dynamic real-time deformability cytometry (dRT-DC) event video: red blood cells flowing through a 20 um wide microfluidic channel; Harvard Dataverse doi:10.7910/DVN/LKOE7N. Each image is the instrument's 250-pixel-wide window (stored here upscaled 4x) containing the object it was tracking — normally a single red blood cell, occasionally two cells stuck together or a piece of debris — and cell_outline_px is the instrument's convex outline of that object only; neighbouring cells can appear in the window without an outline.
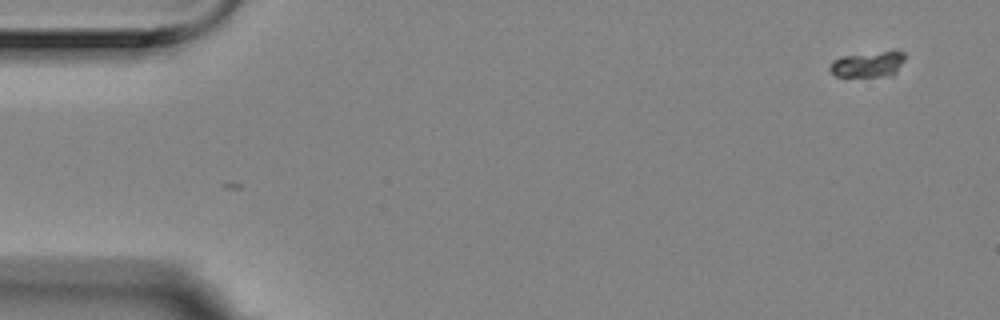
{"species": "Egyptian fruit bat (a non-hibernating species)", "species_latin": "Rousettus aegyptiacus", "temperature_condition": "room temperature", "stored_images_in_passage": 6, "camera_frame_rate_fps": 3000, "um_per_image_px": 0.085, "animal": {"sex": "female"}, "frame": {"image": 1, "passage_image": 1, "time_ms": 0.0, "image_size_px": [1000, 320], "cell_outline_px": [[904, 60], [896, 72], [892, 76], [836, 76], [828, 68], [832, 60], [844, 56], [884, 52], [904, 52]], "centroid_in_image_um": [73.76, 5.49], "position_along_channel_um": 11.2, "area_um2": 10.87}}
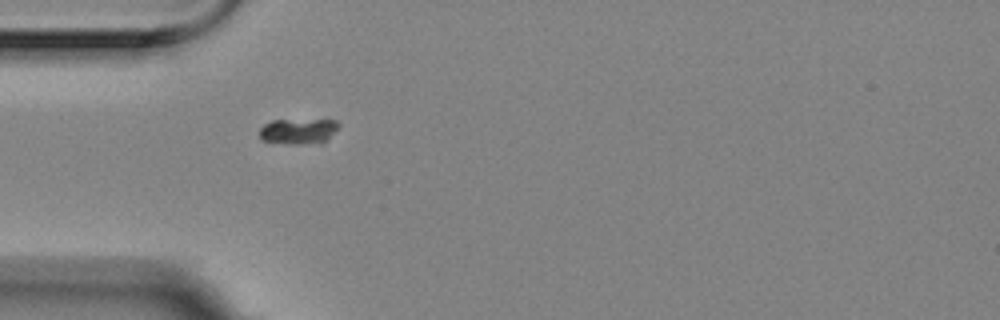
{"frame": {"image": 2, "passage_image": 5, "time_ms": 1.333, "image_size_px": [1000, 320], "cell_outline_px": [[340, 124], [320, 144], [288, 144], [260, 140], [260, 128], [264, 124], [272, 120], [336, 120]], "centroid_in_image_um": [25.3, 11.16], "position_along_channel_um": 59.7, "area_um2": 11.68}}
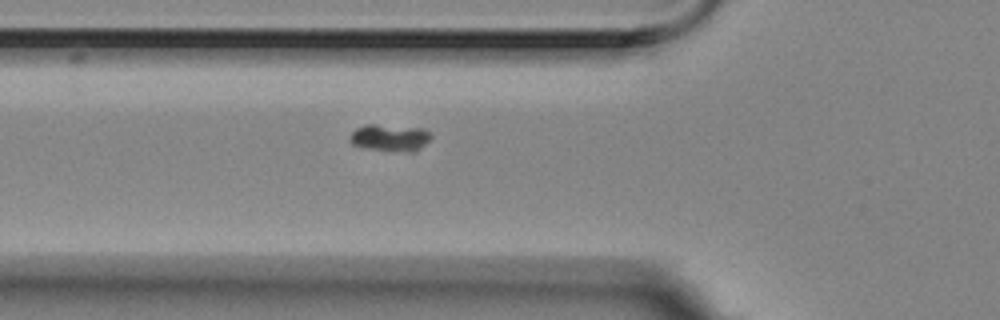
{"frame": {"image": 3, "passage_image": 6, "time_ms": 1.667, "image_size_px": [1000, 320], "cell_outline_px": [[432, 136], [416, 152], [408, 152], [372, 148], [352, 144], [352, 132], [356, 128], [368, 124], [376, 124], [424, 128]], "centroid_in_image_um": [33.2, 11.68], "position_along_channel_um": 92.6, "area_um2": 12.37}}